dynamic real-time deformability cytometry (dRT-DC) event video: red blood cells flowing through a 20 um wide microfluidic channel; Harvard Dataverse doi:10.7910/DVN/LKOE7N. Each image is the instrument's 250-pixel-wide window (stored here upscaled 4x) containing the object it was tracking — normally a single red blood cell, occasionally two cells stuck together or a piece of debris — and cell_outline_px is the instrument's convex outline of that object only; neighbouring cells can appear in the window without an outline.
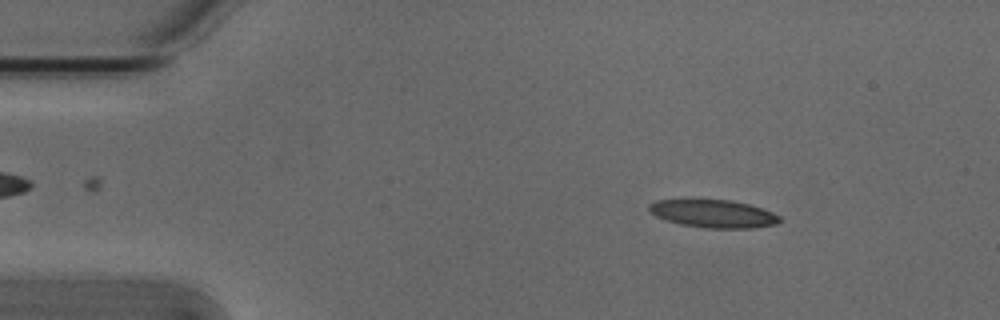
{"species": "Egyptian fruit bat (a non-hibernating species)", "species_latin": "Rousettus aegyptiacus", "temperature_condition": "cold", "stored_images_in_passage": 4, "camera_frame_rate_fps": 3000, "um_per_image_px": 0.085, "animal": {"sex": "male"}, "frame": {"image": 1, "passage_image": 2, "time_ms": 0.333, "image_size_px": [1000, 320], "cell_outline_px": [[784, 220], [776, 224], [752, 228], [704, 228], [680, 224], [664, 220], [656, 216], [648, 208], [648, 204], [656, 200], [692, 196], [732, 200], [748, 204], [772, 212], [780, 216]], "centroid_in_image_um": [60.56, 18.11], "position_along_channel_um": 24.4, "area_um2": 22.31}}